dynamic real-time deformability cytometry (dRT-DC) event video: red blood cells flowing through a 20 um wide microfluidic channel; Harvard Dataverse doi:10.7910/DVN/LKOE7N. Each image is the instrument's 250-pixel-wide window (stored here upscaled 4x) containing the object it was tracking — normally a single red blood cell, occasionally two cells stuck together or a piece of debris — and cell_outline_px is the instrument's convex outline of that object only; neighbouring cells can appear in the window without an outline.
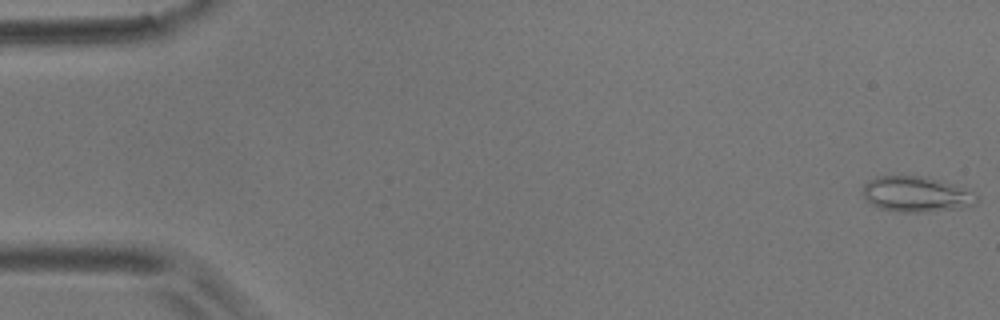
{"species": "common noctule bat (a hibernating species)", "species_latin": "Nyctalus noctula", "temperature_condition": "room temperature", "stored_images_in_passage": 17, "camera_frame_rate_fps": 3000, "um_per_image_px": 0.085, "animal": {"sex": "male", "body_mass_g": 17.9}, "frame": {"image": 1, "passage_image": 1, "time_ms": 0.0, "image_size_px": [1000, 320], "cell_outline_px": [[980, 200], [976, 204], [960, 208], [920, 212], [900, 212], [880, 208], [872, 204], [860, 192], [864, 184], [868, 180], [876, 176], [924, 176], [940, 180], [952, 184], [972, 192]], "centroid_in_image_um": [77.85, 16.5], "position_along_channel_um": 7.1, "area_um2": 23.52}}